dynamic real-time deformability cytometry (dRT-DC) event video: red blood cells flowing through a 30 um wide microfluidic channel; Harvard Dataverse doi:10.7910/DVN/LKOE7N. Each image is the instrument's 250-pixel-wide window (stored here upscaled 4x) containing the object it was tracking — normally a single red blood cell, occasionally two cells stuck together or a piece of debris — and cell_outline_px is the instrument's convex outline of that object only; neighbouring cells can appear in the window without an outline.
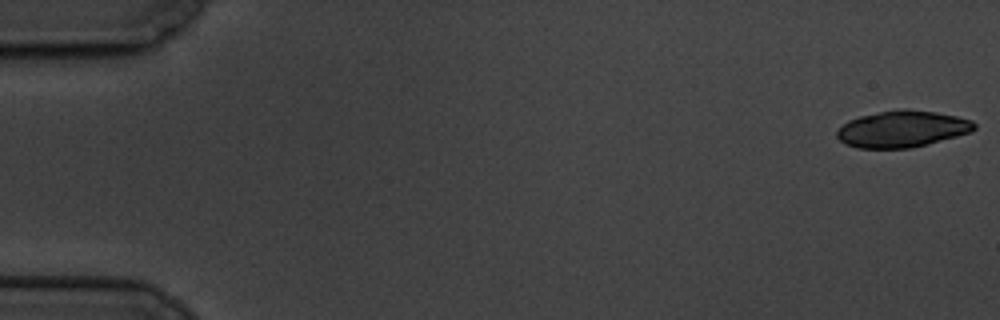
{"species": "common noctule bat (a hibernating species)", "species_latin": "Nyctalus noctula", "temperature_condition": "cold", "stored_images_in_passage": 2, "camera_frame_rate_fps": 3000, "um_per_image_px": 0.085, "animal": {"sex": "male", "body_mass_g": 19.5, "forearm_length_mm": 54.6}, "frame": {"image": 1, "passage_image": 1, "time_ms": 0.0, "image_size_px": [1000, 320], "cell_outline_px": [[976, 128], [972, 132], [912, 148], [856, 148], [844, 144], [836, 136], [836, 132], [848, 120], [860, 116], [900, 108], [904, 108], [936, 112], [956, 116], [972, 120], [976, 124]], "centroid_in_image_um": [76.69, 10.96], "position_along_channel_um": 8.3, "area_um2": 29.36}}
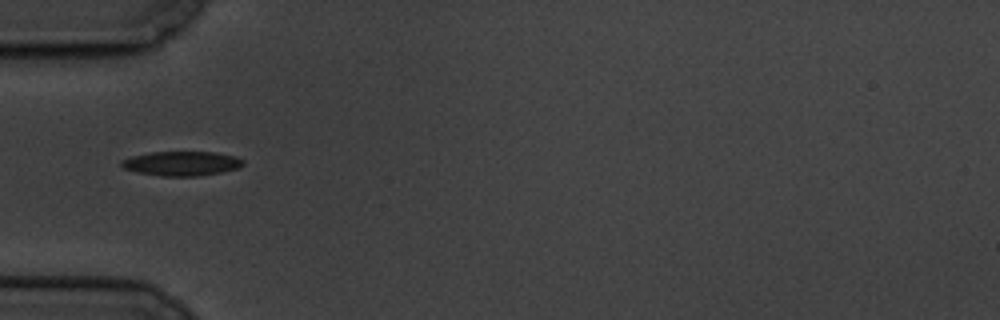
{"frame": {"image": 2, "passage_image": 2, "time_ms": 2.0, "image_size_px": [1000, 320], "cell_outline_px": [[244, 164], [240, 168], [220, 172], [196, 176], [160, 176], [136, 172], [124, 168], [120, 164], [120, 160], [132, 156], [152, 152], [216, 152], [236, 156], [244, 160]], "centroid_in_image_um": [15.45, 13.89], "position_along_channel_um": 69.6, "area_um2": 17.4}}